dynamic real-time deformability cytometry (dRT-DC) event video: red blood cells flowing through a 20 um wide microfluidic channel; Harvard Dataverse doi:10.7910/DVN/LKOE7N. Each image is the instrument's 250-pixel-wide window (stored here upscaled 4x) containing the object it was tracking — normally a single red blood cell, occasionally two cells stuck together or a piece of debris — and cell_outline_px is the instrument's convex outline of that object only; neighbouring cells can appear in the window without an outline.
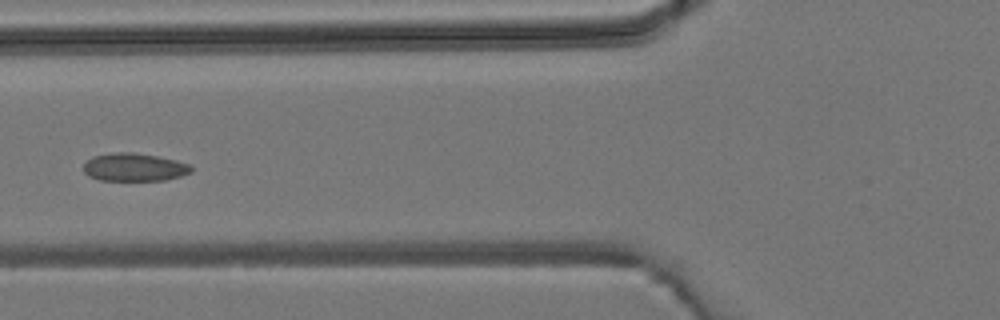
{"species": "common noctule bat (a hibernating species)", "species_latin": "Nyctalus noctula", "temperature_condition": "room temperature", "stored_images_in_passage": 5, "camera_frame_rate_fps": 3000, "um_per_image_px": 0.085, "animal": {"sex": "male", "body_mass_g": 19.2, "forearm_length_mm": 51.8}, "frame": {"image": 1, "passage_image": 4, "time_ms": 3.667, "image_size_px": [1000, 320], "cell_outline_px": [[192, 172], [180, 176], [164, 180], [100, 180], [88, 176], [84, 172], [84, 164], [92, 156], [116, 152], [132, 152], [156, 156], [176, 160], [192, 164]], "centroid_in_image_um": [11.43, 14.21], "position_along_channel_um": 114.4, "area_um2": 17.57}}
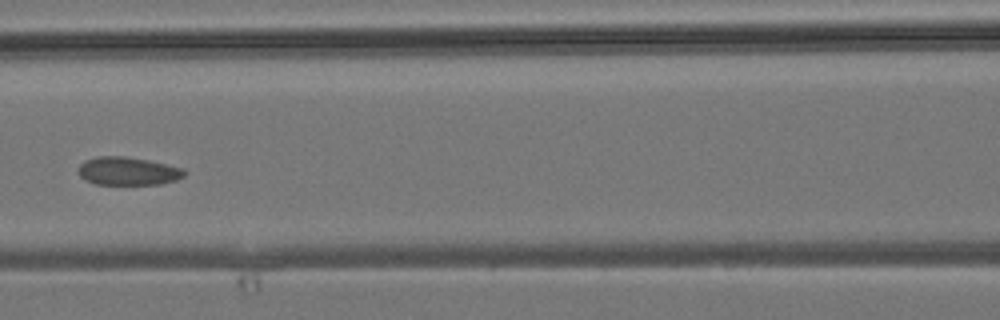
{"frame": {"image": 2, "passage_image": 5, "time_ms": 4.667, "image_size_px": [1000, 320], "cell_outline_px": [[188, 172], [184, 176], [176, 180], [160, 184], [96, 184], [84, 180], [80, 176], [80, 164], [84, 160], [96, 156], [124, 156], [148, 160], [184, 168]], "centroid_in_image_um": [10.9, 14.54], "position_along_channel_um": 155.7, "area_um2": 17.46}}